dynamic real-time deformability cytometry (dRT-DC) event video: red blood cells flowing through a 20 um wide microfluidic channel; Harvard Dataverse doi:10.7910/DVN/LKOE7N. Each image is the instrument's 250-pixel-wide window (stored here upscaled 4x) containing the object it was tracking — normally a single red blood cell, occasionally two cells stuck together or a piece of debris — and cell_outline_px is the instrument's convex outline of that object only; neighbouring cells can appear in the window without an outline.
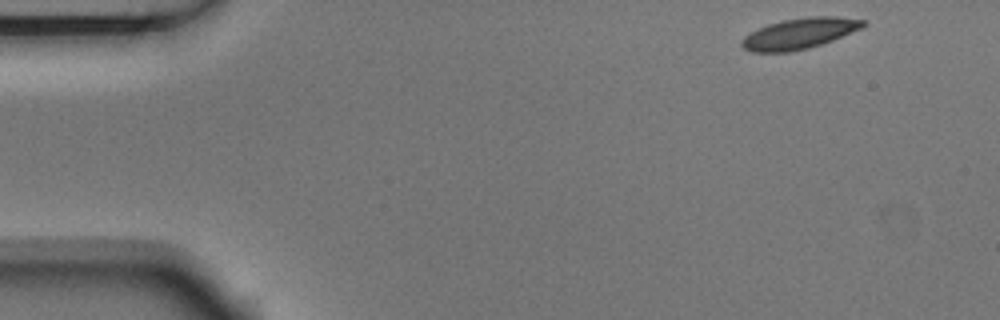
{"species": "Egyptian fruit bat (a non-hibernating species)", "species_latin": "Rousettus aegyptiacus", "temperature_condition": "room temperature", "stored_images_in_passage": 3, "camera_frame_rate_fps": 3000, "um_per_image_px": 0.085, "animal": {"sex": "male"}, "frame": {"image": 1, "passage_image": 1, "time_ms": 0.0, "image_size_px": [1000, 320], "cell_outline_px": [[864, 24], [860, 28], [832, 40], [808, 48], [788, 52], [752, 52], [744, 48], [740, 44], [740, 40], [744, 36], [768, 24], [784, 20], [812, 16], [836, 16], [864, 20]], "centroid_in_image_um": [67.9, 2.85], "position_along_channel_um": 17.1, "area_um2": 21.33}}
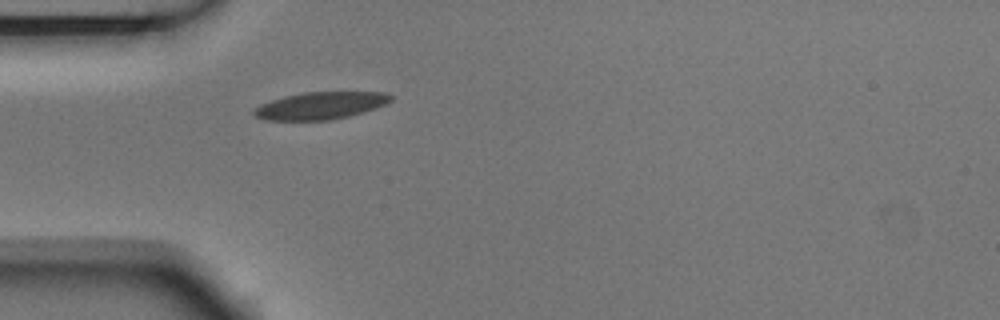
{"frame": {"image": 2, "passage_image": 3, "time_ms": 0.667, "image_size_px": [1000, 320], "cell_outline_px": [[392, 100], [376, 108], [364, 112], [348, 116], [328, 120], [264, 120], [252, 116], [252, 112], [260, 104], [284, 96], [304, 92], [388, 92], [392, 96]], "centroid_in_image_um": [27.22, 8.98], "position_along_channel_um": 57.8, "area_um2": 21.79}}